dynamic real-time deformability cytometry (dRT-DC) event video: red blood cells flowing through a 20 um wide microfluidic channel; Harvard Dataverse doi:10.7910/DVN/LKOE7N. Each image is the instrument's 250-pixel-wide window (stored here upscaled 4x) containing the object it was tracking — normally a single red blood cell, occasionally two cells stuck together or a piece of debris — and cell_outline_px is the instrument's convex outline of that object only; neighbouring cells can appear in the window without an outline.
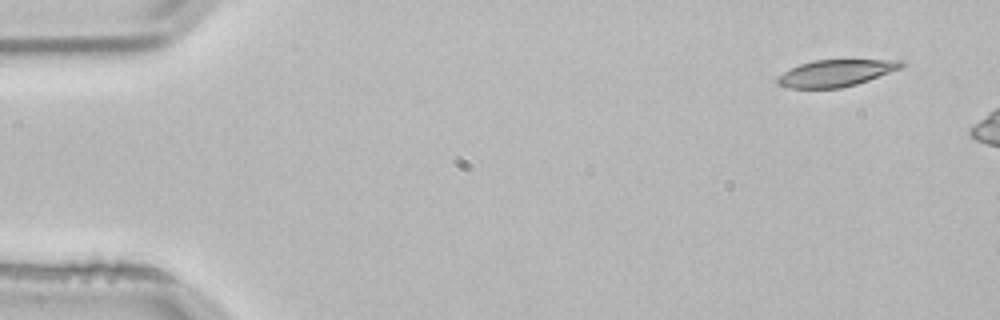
{"species": "common noctule bat (a hibernating species)", "species_latin": "Nyctalus noctula", "temperature_condition": "room temperature", "stored_images_in_passage": 3, "camera_frame_rate_fps": 3000, "um_per_image_px": 0.085, "animal": {"sex": "male", "body_mass_g": 21.5, "forearm_length_mm": 52.0}, "frame": {"image": 1, "passage_image": 1, "time_ms": 0.0, "image_size_px": [1000, 320], "cell_outline_px": [[904, 64], [900, 68], [868, 80], [856, 84], [840, 88], [788, 88], [780, 84], [776, 80], [776, 76], [800, 64], [812, 60], [904, 60]], "centroid_in_image_um": [71.02, 6.21], "position_along_channel_um": 14.0, "area_um2": 19.07}}